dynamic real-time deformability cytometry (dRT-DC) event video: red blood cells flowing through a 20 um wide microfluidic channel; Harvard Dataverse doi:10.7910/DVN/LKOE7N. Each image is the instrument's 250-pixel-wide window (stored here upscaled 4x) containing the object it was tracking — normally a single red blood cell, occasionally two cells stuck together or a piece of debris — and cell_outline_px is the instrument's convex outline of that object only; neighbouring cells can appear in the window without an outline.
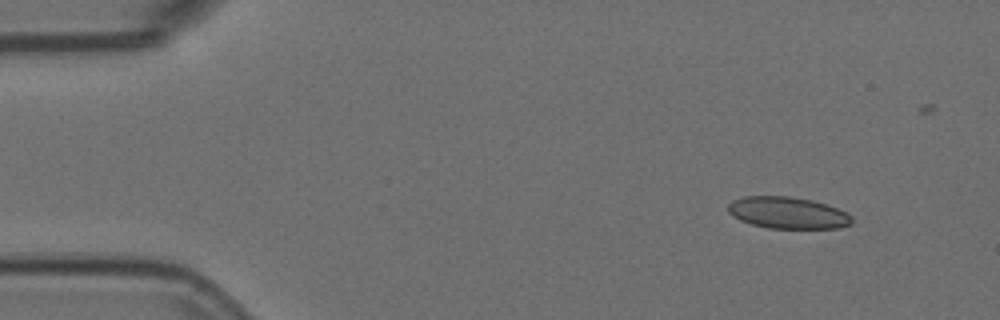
{"species": "Egyptian fruit bat (a non-hibernating species)", "species_latin": "Rousettus aegyptiacus", "temperature_condition": "room temperature", "stored_images_in_passage": 4, "camera_frame_rate_fps": 3000, "um_per_image_px": 0.085, "animal": {"sex": "female"}, "frame": {"image": 1, "passage_image": 1, "time_ms": 0.0, "image_size_px": [1000, 320], "cell_outline_px": [[852, 224], [840, 228], [768, 228], [752, 224], [740, 220], [732, 216], [728, 212], [728, 204], [732, 200], [744, 196], [792, 196], [812, 200], [836, 208], [852, 216]], "centroid_in_image_um": [66.93, 18.08], "position_along_channel_um": 18.1, "area_um2": 22.89}}
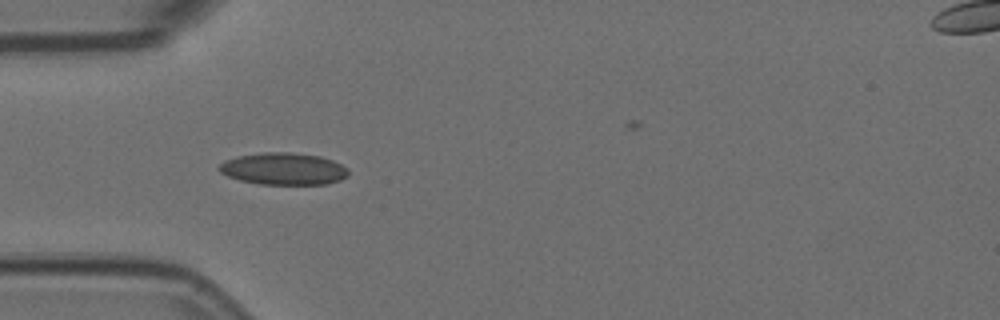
{"frame": {"image": 2, "passage_image": 3, "time_ms": 0.667, "image_size_px": [1000, 320], "cell_outline_px": [[348, 176], [340, 180], [328, 184], [260, 184], [240, 180], [228, 176], [220, 172], [216, 168], [224, 160], [236, 156], [264, 152], [288, 152], [320, 156], [332, 160], [348, 168]], "centroid_in_image_um": [24.08, 14.35], "position_along_channel_um": 60.9, "area_um2": 24.22}}
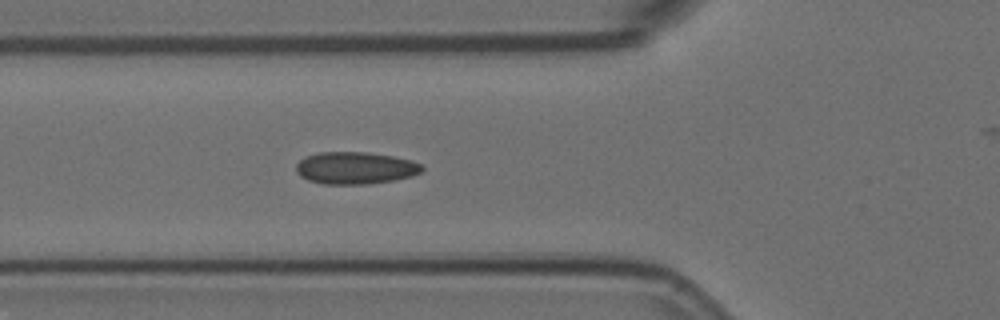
{"frame": {"image": 3, "passage_image": 4, "time_ms": 1.0, "image_size_px": [1000, 320], "cell_outline_px": [[424, 168], [420, 172], [412, 176], [392, 180], [368, 184], [324, 184], [308, 180], [300, 176], [296, 172], [296, 164], [300, 160], [308, 156], [320, 152], [368, 152], [392, 156], [412, 160], [424, 164]], "centroid_in_image_um": [30.22, 14.28], "position_along_channel_um": 95.6, "area_um2": 23.64}}